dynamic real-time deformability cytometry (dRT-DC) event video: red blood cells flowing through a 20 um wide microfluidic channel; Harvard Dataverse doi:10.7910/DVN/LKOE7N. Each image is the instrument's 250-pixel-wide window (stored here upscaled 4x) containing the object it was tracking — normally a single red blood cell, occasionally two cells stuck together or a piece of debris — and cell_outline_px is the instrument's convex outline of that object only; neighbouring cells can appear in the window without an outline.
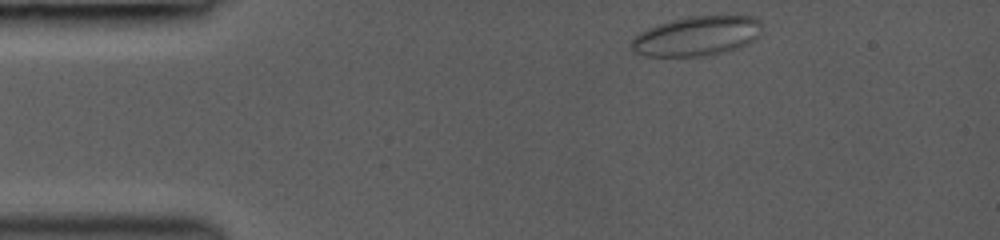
{"species": "common noctule bat (a hibernating species)", "species_latin": "Nyctalus noctula", "temperature_condition": "room temperature", "stored_images_in_passage": 14, "camera_frame_rate_fps": 3000, "um_per_image_px": 0.085, "animal": {"sex": "female", "body_mass_g": 19.0, "forearm_length_mm": 53.3}, "frame": {"image": 1, "passage_image": 1, "time_ms": 0.0, "image_size_px": [1000, 240], "cell_outline_px": [[760, 36], [748, 44], [740, 48], [728, 52], [708, 56], [644, 56], [636, 52], [628, 44], [632, 36], [648, 28], [672, 20], [688, 16], [756, 16], [760, 20]], "centroid_in_image_um": [59.24, 3.08], "position_along_channel_um": 25.8, "area_um2": 30.58}}
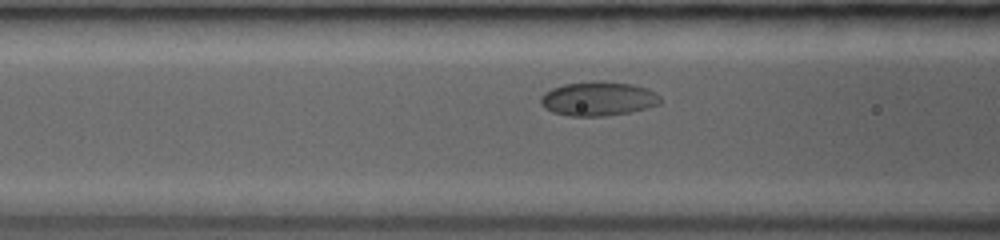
{"frame": {"image": 2, "passage_image": 11, "time_ms": 4.0, "image_size_px": [1000, 240], "cell_outline_px": [[660, 104], [648, 108], [632, 112], [604, 116], [568, 116], [552, 112], [544, 108], [540, 104], [540, 96], [544, 92], [552, 88], [564, 84], [592, 80], [600, 80], [632, 84], [648, 88], [660, 96]], "centroid_in_image_um": [50.83, 8.38], "position_along_channel_um": 115.8, "area_um2": 24.28}}
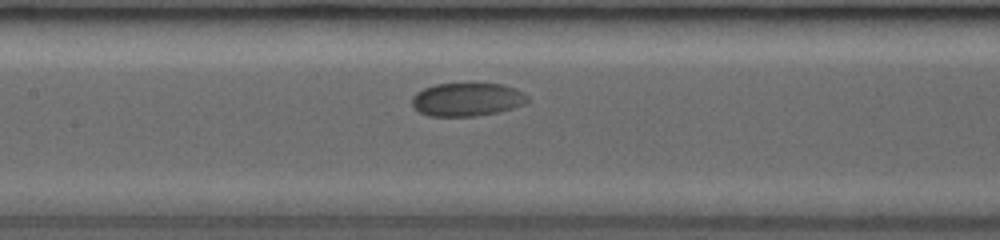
{"frame": {"image": 3, "passage_image": 14, "time_ms": 5.333, "image_size_px": [1000, 240], "cell_outline_px": [[528, 100], [524, 104], [500, 112], [476, 116], [428, 116], [420, 112], [412, 104], [412, 96], [416, 92], [424, 88], [436, 84], [500, 84], [516, 88], [524, 92], [528, 96]], "centroid_in_image_um": [39.71, 8.46], "position_along_channel_um": 167.7, "area_um2": 22.43}}